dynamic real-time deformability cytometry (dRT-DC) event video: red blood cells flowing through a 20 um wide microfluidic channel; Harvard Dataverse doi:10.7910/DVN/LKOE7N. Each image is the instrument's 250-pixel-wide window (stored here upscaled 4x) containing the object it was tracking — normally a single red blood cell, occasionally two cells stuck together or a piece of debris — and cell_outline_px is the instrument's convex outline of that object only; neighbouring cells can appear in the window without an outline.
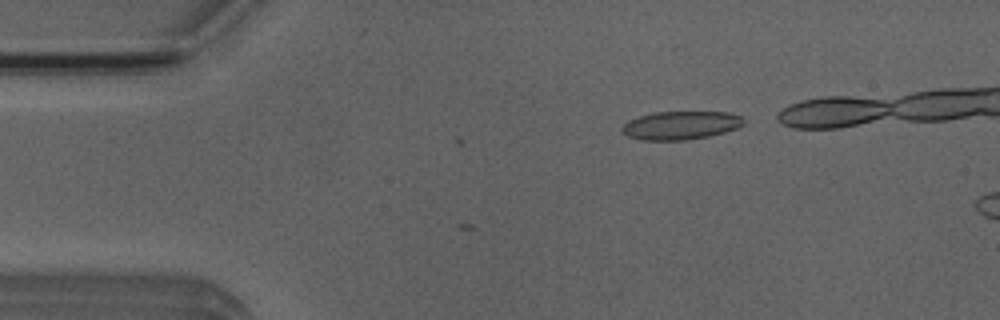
{"species": "Egyptian fruit bat (a non-hibernating species)", "species_latin": "Rousettus aegyptiacus", "temperature_condition": "room temperature", "stored_images_in_passage": 2, "camera_frame_rate_fps": 3000, "um_per_image_px": 0.085, "animal": {"sex": "male"}, "frame": {"image": 1, "passage_image": 2, "time_ms": 0.333, "image_size_px": [1000, 320], "cell_outline_px": [[744, 124], [736, 128], [724, 132], [708, 136], [684, 140], [644, 140], [628, 136], [620, 128], [628, 120], [652, 112], [728, 112], [740, 116], [744, 120]], "centroid_in_image_um": [57.85, 10.64], "position_along_channel_um": 27.2, "area_um2": 19.94}}